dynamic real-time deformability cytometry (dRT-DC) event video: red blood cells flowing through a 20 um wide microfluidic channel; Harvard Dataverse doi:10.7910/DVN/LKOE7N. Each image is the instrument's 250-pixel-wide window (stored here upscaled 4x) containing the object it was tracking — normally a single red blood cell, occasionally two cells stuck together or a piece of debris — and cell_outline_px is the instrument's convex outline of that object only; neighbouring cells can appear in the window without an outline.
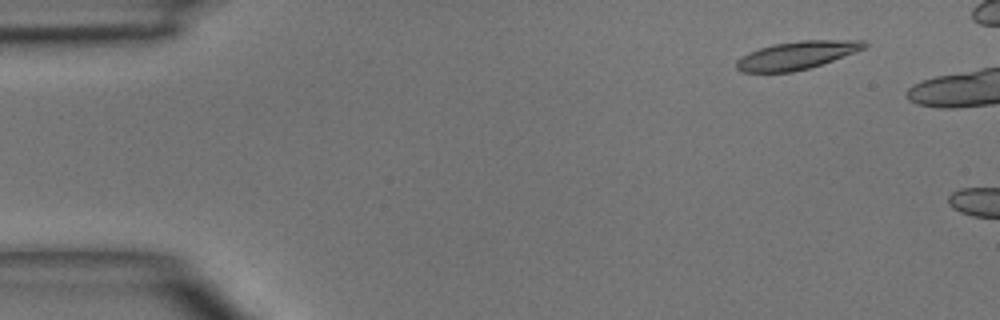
{"species": "common noctule bat (a hibernating species)", "species_latin": "Nyctalus noctula", "temperature_condition": "room temperature", "stored_images_in_passage": 3, "camera_frame_rate_fps": 3000, "um_per_image_px": 0.085, "animal": {"sex": "male", "body_mass_g": 15.6}, "frame": {"image": 1, "passage_image": 2, "time_ms": 1.0, "image_size_px": [1000, 320], "cell_outline_px": [[868, 44], [864, 48], [856, 52], [808, 68], [792, 72], [740, 72], [736, 68], [736, 60], [740, 56], [748, 52], [772, 44], [800, 40], [864, 40]], "centroid_in_image_um": [67.68, 4.69], "position_along_channel_um": 17.3, "area_um2": 20.87}}